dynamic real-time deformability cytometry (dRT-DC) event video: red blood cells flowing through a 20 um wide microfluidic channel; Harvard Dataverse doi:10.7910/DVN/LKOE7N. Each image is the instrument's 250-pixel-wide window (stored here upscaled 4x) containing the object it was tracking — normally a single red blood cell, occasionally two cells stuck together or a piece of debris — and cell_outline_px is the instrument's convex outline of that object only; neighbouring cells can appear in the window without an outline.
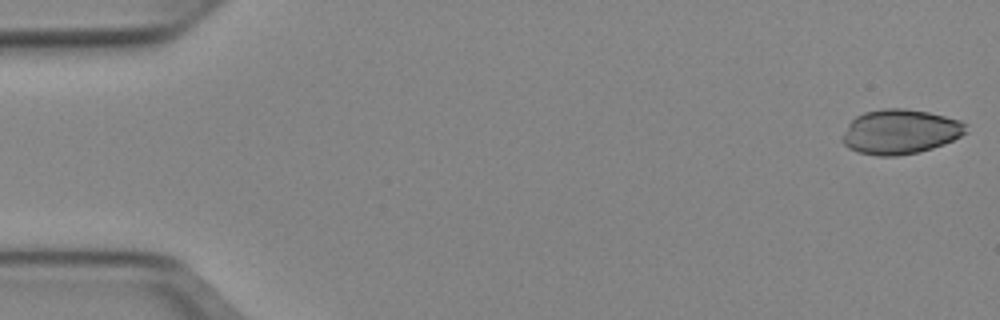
{"species": "Egyptian fruit bat (a non-hibernating species)", "species_latin": "Rousettus aegyptiacus", "temperature_condition": "cold", "stored_images_in_passage": 51, "camera_frame_rate_fps": 3000, "um_per_image_px": 0.085, "animal": {"sex": "female"}, "frame": {"image": 1, "passage_image": 1, "time_ms": 0.0, "image_size_px": [1000, 320], "cell_outline_px": [[968, 132], [944, 144], [920, 152], [896, 156], [876, 156], [856, 152], [848, 148], [840, 140], [848, 124], [856, 116], [864, 112], [884, 108], [904, 108], [928, 112], [960, 120], [968, 124]], "centroid_in_image_um": [76.51, 11.2], "position_along_channel_um": 8.5, "area_um2": 32.48}}
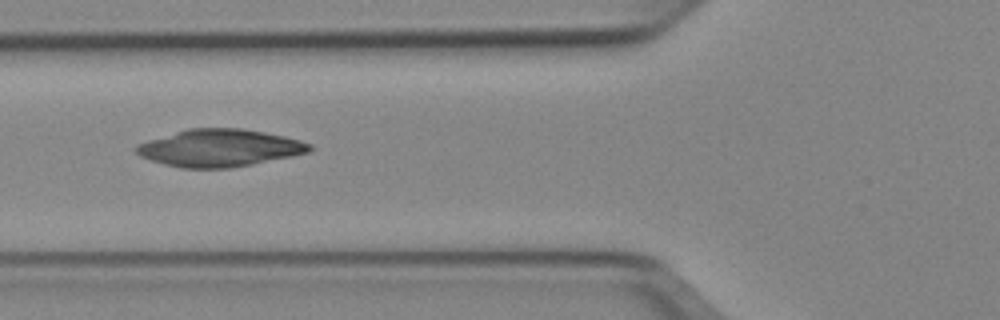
{"frame": {"image": 2, "passage_image": 19, "time_ms": 6.0, "image_size_px": [1000, 320], "cell_outline_px": [[312, 148], [308, 152], [292, 156], [252, 164], [228, 168], [180, 168], [164, 164], [140, 156], [136, 152], [136, 144], [148, 140], [188, 128], [240, 128], [264, 132], [284, 136], [300, 140], [312, 144]], "centroid_in_image_um": [18.66, 12.57], "position_along_channel_um": 107.1, "area_um2": 37.51}}
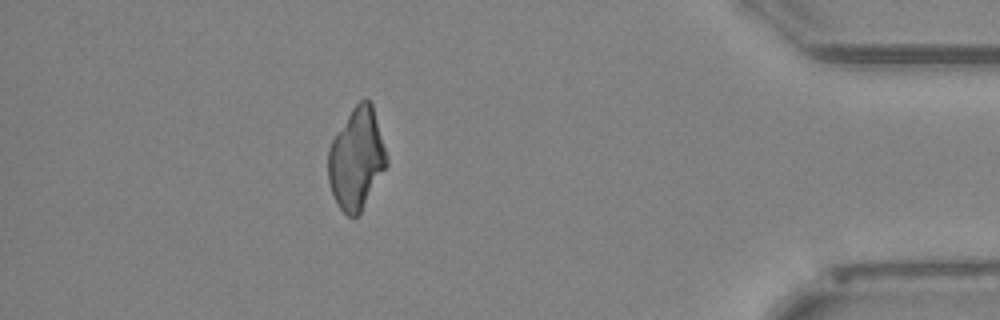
{"frame": {"image": 3, "passage_image": 45, "time_ms": 14.667, "image_size_px": [1000, 320], "cell_outline_px": [[388, 164], [360, 212], [356, 216], [348, 216], [340, 208], [332, 192], [328, 180], [328, 148], [336, 132], [352, 108], [360, 100], [368, 100], [372, 104], [388, 156]], "centroid_in_image_um": [30.3, 13.48], "position_along_channel_um": 404.9, "area_um2": 34.16}}